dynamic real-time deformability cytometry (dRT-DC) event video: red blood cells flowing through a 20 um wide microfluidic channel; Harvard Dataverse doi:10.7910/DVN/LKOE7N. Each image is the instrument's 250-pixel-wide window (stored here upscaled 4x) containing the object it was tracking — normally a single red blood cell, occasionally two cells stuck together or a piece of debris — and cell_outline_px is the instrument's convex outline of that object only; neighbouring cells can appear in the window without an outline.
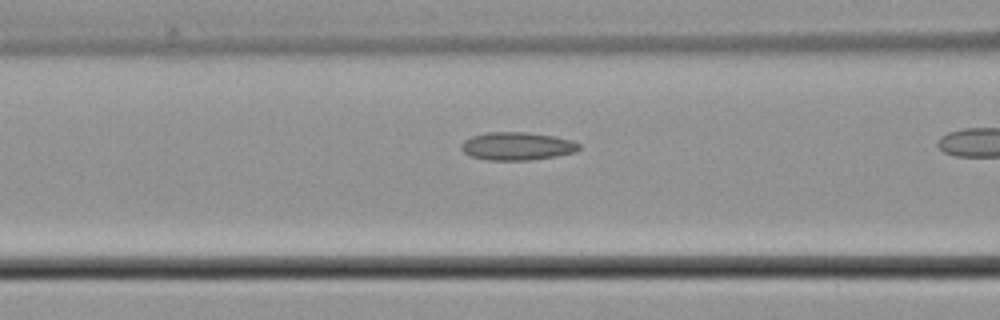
{"species": "common noctule bat (a hibernating species)", "species_latin": "Nyctalus noctula", "temperature_condition": "cold", "stored_images_in_passage": 6, "camera_frame_rate_fps": 3000, "um_per_image_px": 0.085, "animal": {"sex": "male", "body_mass_g": 21.5, "forearm_length_mm": 52.0}, "frame": {"image": 1, "passage_image": 4, "time_ms": 1.0, "image_size_px": [1000, 320], "cell_outline_px": [[580, 148], [572, 152], [556, 156], [528, 160], [488, 160], [468, 156], [460, 148], [460, 144], [464, 140], [472, 136], [488, 132], [528, 132], [556, 136], [572, 140], [580, 144]], "centroid_in_image_um": [43.91, 12.42], "position_along_channel_um": 122.7, "area_um2": 19.31}}